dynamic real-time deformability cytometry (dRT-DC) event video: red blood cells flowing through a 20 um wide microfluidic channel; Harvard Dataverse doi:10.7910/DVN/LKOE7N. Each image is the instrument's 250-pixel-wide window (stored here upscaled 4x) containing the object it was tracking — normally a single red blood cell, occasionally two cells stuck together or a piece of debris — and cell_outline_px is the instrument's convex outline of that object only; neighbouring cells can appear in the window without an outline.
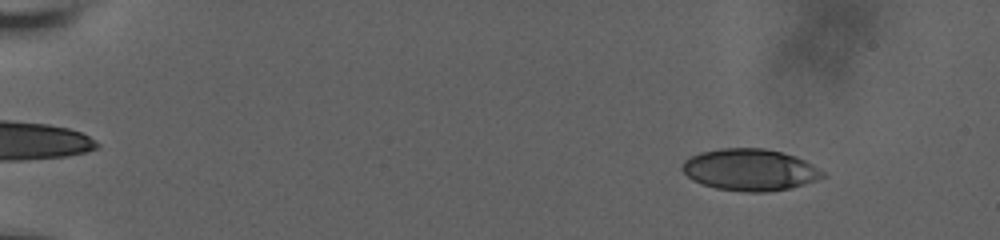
{"species": "human", "species_latin": "Homo sapiens", "temperature_condition": "room temperature", "stored_images_in_passage": 60, "camera_frame_rate_fps": 3000, "um_per_image_px": 0.085, "donor": {"sex": "male"}, "frame": {"image": 1, "passage_image": 8, "time_ms": 2.333, "image_size_px": [1000, 240], "cell_outline_px": [[824, 176], [816, 180], [804, 184], [788, 188], [764, 192], [748, 192], [716, 188], [692, 180], [680, 168], [684, 160], [700, 152], [720, 148], [764, 148], [796, 156], [812, 164], [824, 172]], "centroid_in_image_um": [63.72, 14.42], "position_along_channel_um": 21.3, "area_um2": 33.93}}
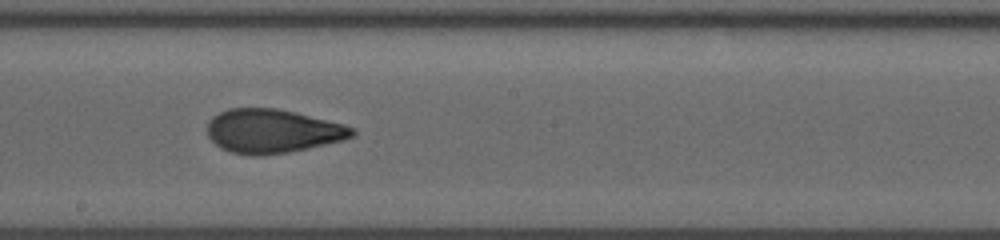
{"frame": {"image": 2, "passage_image": 36, "time_ms": 11.667, "image_size_px": [1000, 240], "cell_outline_px": [[356, 132], [352, 136], [344, 140], [308, 148], [288, 152], [260, 156], [252, 156], [232, 152], [220, 148], [208, 136], [208, 120], [212, 116], [228, 108], [276, 108], [344, 124], [356, 128]], "centroid_in_image_um": [23.15, 11.15], "position_along_channel_um": 225.0, "area_um2": 36.99}}
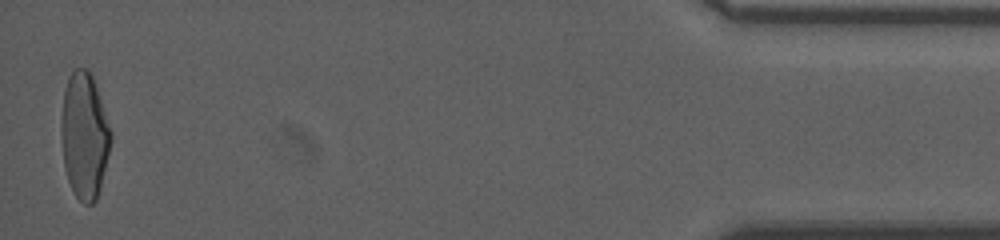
{"frame": {"image": 3, "passage_image": 59, "time_ms": 19.333, "image_size_px": [1000, 240], "cell_outline_px": [[112, 140], [100, 188], [96, 200], [92, 204], [84, 204], [76, 196], [68, 180], [64, 168], [60, 132], [60, 124], [64, 92], [68, 76], [76, 68], [88, 68], [92, 72], [112, 132]], "centroid_in_image_um": [7.17, 11.49], "position_along_channel_um": 428.0, "area_um2": 36.88}, "authors_computed_cell_mechanics": {"area_um2": 36.2695, "velocity_mm_per_s": 3.6832, "shape_relaxation_time_tau1_ms": null, "shape_relaxation_time_tau2_ms": 1.1668, "deformation_change_tau1": null, "deformation_change_tau2": 0.0748}}